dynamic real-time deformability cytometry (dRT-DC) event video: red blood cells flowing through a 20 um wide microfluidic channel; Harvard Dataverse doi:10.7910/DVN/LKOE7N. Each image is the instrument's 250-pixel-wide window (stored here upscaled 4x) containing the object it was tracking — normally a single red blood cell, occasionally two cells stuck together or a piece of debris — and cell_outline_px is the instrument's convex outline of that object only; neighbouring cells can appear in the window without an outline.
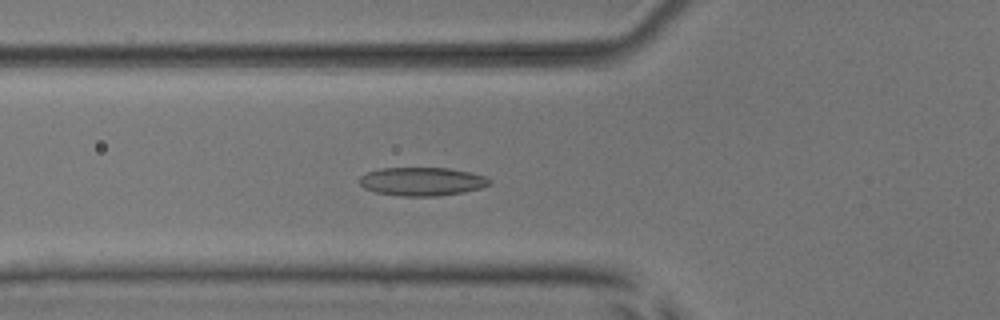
{"species": "common noctule bat (a hibernating species)", "species_latin": "Nyctalus noctula", "temperature_condition": "room temperature", "stored_images_in_passage": 54, "camera_frame_rate_fps": 3000, "um_per_image_px": 0.085, "animal": {"sex": "male", "body_mass_g": 17.9, "forearm_length_mm": 54.2}, "frame": {"image": 1, "passage_image": 20, "time_ms": 6.333, "image_size_px": [1000, 320], "cell_outline_px": [[492, 180], [488, 184], [480, 188], [464, 192], [436, 196], [400, 196], [376, 192], [364, 188], [360, 184], [360, 176], [368, 172], [380, 168], [448, 168], [472, 172], [484, 176]], "centroid_in_image_um": [35.87, 15.42], "position_along_channel_um": 89.9, "area_um2": 21.5}}
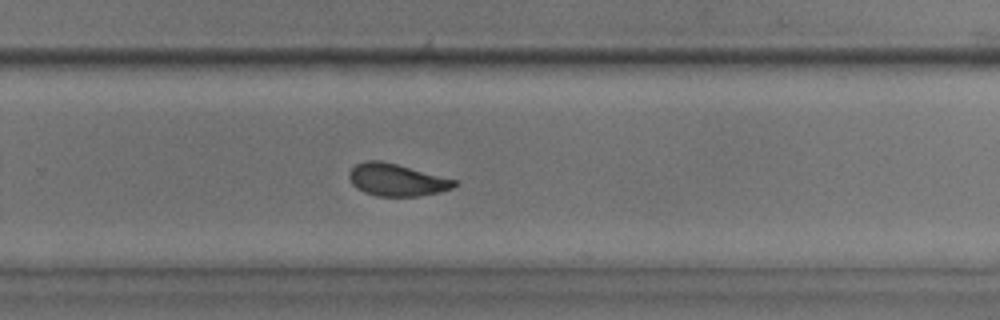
{"frame": {"image": 2, "passage_image": 36, "time_ms": 11.667, "image_size_px": [1000, 320], "cell_outline_px": [[460, 184], [452, 188], [440, 192], [416, 196], [376, 196], [364, 192], [356, 188], [352, 184], [348, 176], [348, 172], [356, 164], [364, 160], [380, 160], [396, 164], [456, 180]], "centroid_in_image_um": [33.69, 15.29], "position_along_channel_um": 296.1, "area_um2": 19.77}}
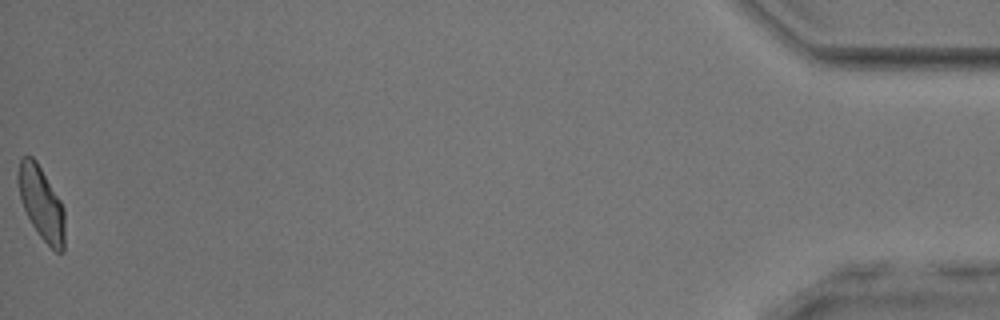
{"frame": {"image": 3, "passage_image": 54, "time_ms": 17.667, "image_size_px": [1000, 320], "cell_outline_px": [[64, 252], [56, 252], [40, 236], [32, 224], [20, 200], [16, 180], [16, 172], [20, 160], [24, 156], [32, 156], [36, 160], [60, 200], [64, 208]], "centroid_in_image_um": [3.49, 17.25], "position_along_channel_um": 431.7, "area_um2": 19.88}, "authors_computed_cell_mechanics": {"area_um2": 20.4901, "velocity_mm_per_s": 3.8797, "shape_relaxation_time_tau1_ms": 4.8194, "shape_relaxation_time_tau2_ms": 1.9109, "deformation_change_tau1": 0.1395, "deformation_change_tau2": 0.0848}}